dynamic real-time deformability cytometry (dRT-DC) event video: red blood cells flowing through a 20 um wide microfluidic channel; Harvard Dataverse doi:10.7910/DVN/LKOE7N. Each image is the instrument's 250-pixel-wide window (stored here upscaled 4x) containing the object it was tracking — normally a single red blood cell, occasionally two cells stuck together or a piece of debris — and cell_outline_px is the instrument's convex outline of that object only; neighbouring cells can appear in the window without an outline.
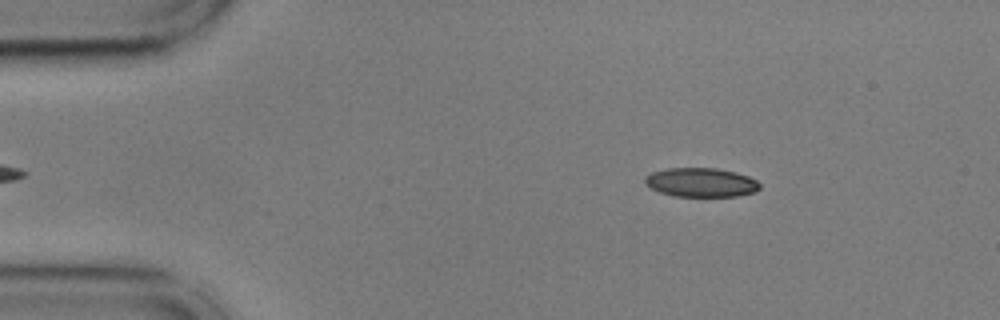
{"species": "common noctule bat (a hibernating species)", "species_latin": "Nyctalus noctula", "temperature_condition": "cold", "stored_images_in_passage": 52, "camera_frame_rate_fps": 3000, "um_per_image_px": 0.085, "animal": {"sex": "male", "body_mass_g": 17.9, "forearm_length_mm": 54.2}, "frame": {"image": 1, "passage_image": 5, "time_ms": 1.333, "image_size_px": [1000, 320], "cell_outline_px": [[760, 188], [756, 192], [736, 196], [672, 196], [660, 192], [652, 188], [644, 180], [644, 176], [652, 172], [668, 168], [716, 168], [736, 172], [748, 176], [756, 180], [760, 184]], "centroid_in_image_um": [59.61, 15.5], "position_along_channel_um": 25.4, "area_um2": 19.42}}
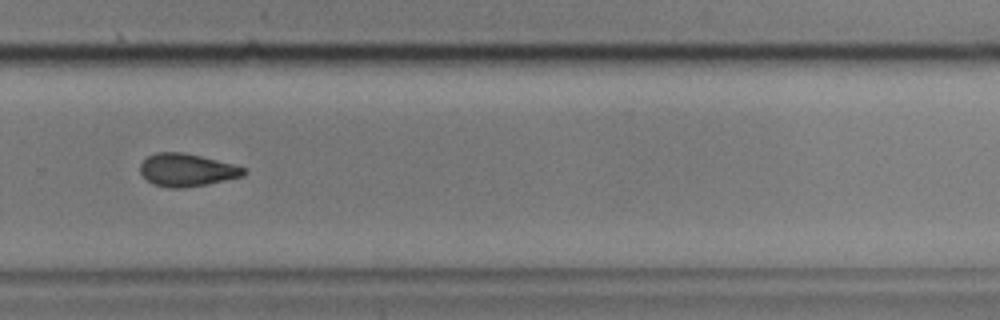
{"frame": {"image": 2, "passage_image": 34, "time_ms": 11.0, "image_size_px": [1000, 320], "cell_outline_px": [[248, 172], [244, 176], [208, 184], [180, 188], [168, 188], [152, 184], [140, 172], [140, 164], [148, 156], [156, 152], [184, 152], [232, 164], [244, 168]], "centroid_in_image_um": [15.87, 14.45], "position_along_channel_um": 313.9, "area_um2": 19.71}}
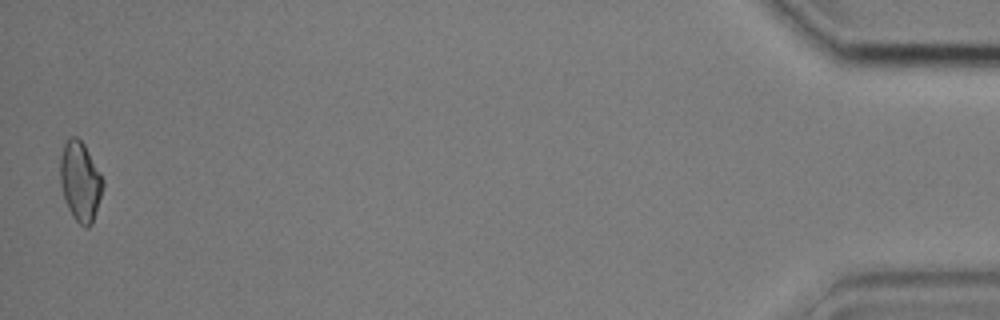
{"frame": {"image": 3, "passage_image": 51, "time_ms": 16.667, "image_size_px": [1000, 320], "cell_outline_px": [[104, 184], [92, 224], [88, 228], [84, 228], [72, 216], [68, 208], [60, 184], [60, 156], [64, 144], [68, 136], [76, 136], [84, 144], [100, 172], [104, 180]], "centroid_in_image_um": [6.81, 15.41], "position_along_channel_um": 428.4, "area_um2": 19.83}, "authors_computed_cell_mechanics": {"area_um2": 19.9988, "velocity_mm_per_s": 3.6324, "shape_relaxation_time_tau1_ms": null, "shape_relaxation_time_tau2_ms": 4.7828, "deformation_change_tau1": null, "deformation_change_tau2": 0.113}}